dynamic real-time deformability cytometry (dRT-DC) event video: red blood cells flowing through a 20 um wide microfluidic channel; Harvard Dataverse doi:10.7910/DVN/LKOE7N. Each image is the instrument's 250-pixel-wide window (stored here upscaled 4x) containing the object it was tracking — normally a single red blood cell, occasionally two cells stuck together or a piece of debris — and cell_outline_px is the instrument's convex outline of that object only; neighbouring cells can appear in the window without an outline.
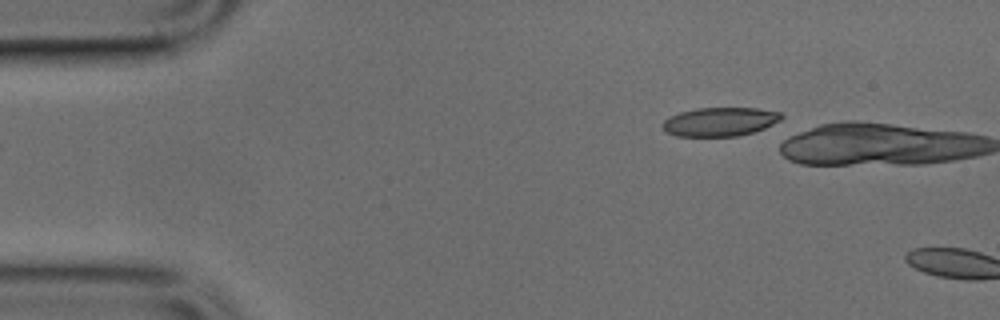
{"species": "common noctule bat (a hibernating species)", "species_latin": "Nyctalus noctula", "temperature_condition": "cold", "stored_images_in_passage": 2, "camera_frame_rate_fps": 3000, "um_per_image_px": 0.085, "animal": {"sex": "male", "body_mass_g": 17.9, "forearm_length_mm": 54.2}, "frame": {"image": 1, "passage_image": 1, "time_ms": 0.0, "image_size_px": [1000, 320], "cell_outline_px": [[784, 116], [780, 120], [764, 128], [752, 132], [736, 136], [676, 136], [668, 132], [660, 124], [664, 120], [680, 112], [696, 108], [756, 108], [784, 112]], "centroid_in_image_um": [61.22, 10.34], "position_along_channel_um": 23.8, "area_um2": 19.88}}